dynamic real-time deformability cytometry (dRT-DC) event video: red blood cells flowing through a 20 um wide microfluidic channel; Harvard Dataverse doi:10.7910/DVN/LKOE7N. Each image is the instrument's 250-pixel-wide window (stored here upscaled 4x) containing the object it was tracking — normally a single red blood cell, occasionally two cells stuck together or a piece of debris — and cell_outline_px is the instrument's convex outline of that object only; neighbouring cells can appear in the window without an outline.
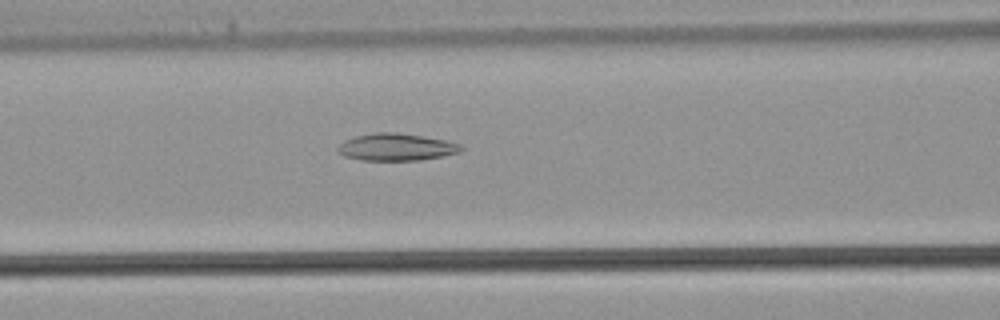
{"species": "common noctule bat (a hibernating species)", "species_latin": "Nyctalus noctula", "temperature_condition": "warm", "stored_images_in_passage": 39, "camera_frame_rate_fps": 3000, "um_per_image_px": 0.085, "animal": {"sex": "male", "body_mass_g": 21.5, "forearm_length_mm": 52.0}, "frame": {"image": 1, "passage_image": 16, "time_ms": 5.0, "image_size_px": [1000, 320], "cell_outline_px": [[464, 148], [460, 152], [444, 156], [420, 160], [364, 160], [344, 156], [336, 148], [344, 140], [356, 136], [376, 132], [396, 132], [444, 140], [460, 144]], "centroid_in_image_um": [33.69, 12.5], "position_along_channel_um": 132.9, "area_um2": 19.36}}
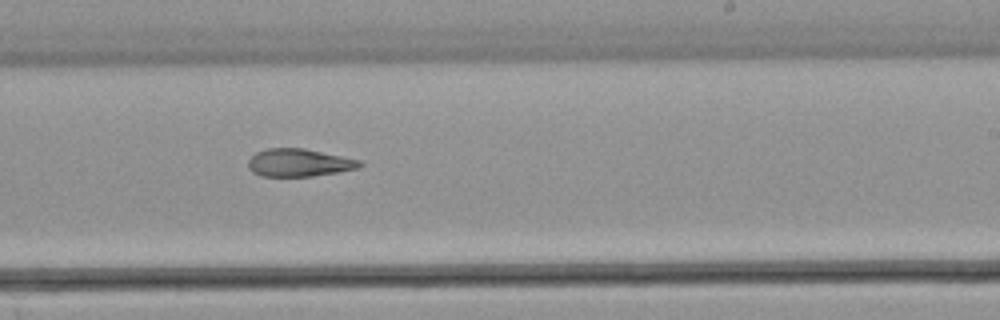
{"frame": {"image": 2, "passage_image": 24, "time_ms": 7.667, "image_size_px": [1000, 320], "cell_outline_px": [[364, 164], [356, 168], [336, 172], [312, 176], [260, 176], [252, 172], [248, 168], [248, 160], [256, 152], [268, 148], [304, 148], [360, 160]], "centroid_in_image_um": [25.37, 13.82], "position_along_channel_um": 263.6, "area_um2": 17.92}}
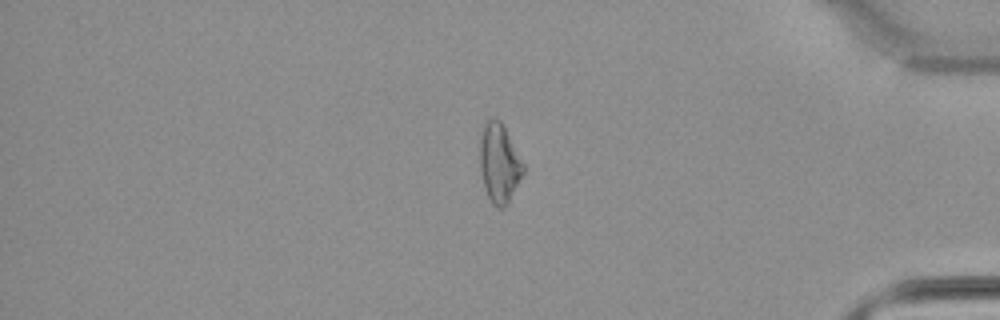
{"frame": {"image": 3, "passage_image": 34, "time_ms": 11.0, "image_size_px": [1000, 320], "cell_outline_px": [[524, 172], [504, 208], [496, 208], [492, 204], [488, 196], [484, 184], [480, 168], [480, 140], [484, 124], [488, 120], [500, 120], [504, 124], [524, 164]], "centroid_in_image_um": [42.44, 13.86], "position_along_channel_um": 392.8, "area_um2": 19.71}}